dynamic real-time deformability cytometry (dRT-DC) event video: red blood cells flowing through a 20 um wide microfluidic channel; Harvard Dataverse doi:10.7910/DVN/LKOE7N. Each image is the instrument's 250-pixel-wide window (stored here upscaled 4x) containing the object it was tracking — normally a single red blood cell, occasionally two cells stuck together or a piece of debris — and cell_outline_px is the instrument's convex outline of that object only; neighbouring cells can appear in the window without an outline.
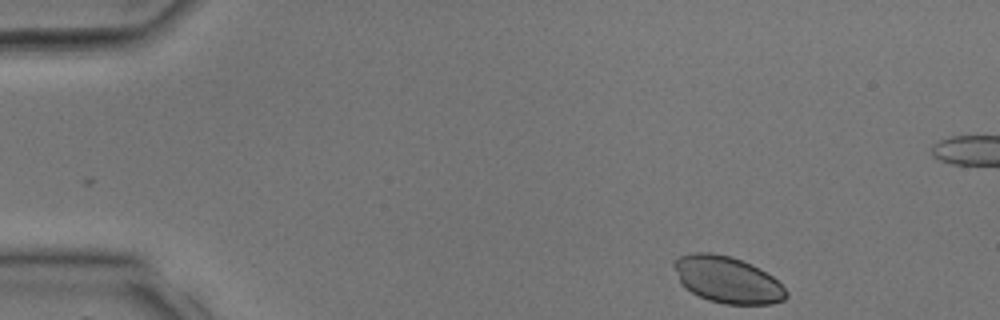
{"species": "common noctule bat (a hibernating species)", "species_latin": "Nyctalus noctula", "temperature_condition": "room temperature", "stored_images_in_passage": 31, "segment_of_instrument_passage": [1, 2], "camera_frame_rate_fps": 3000, "um_per_image_px": 0.085, "animal": {"sex": "male", "body_mass_g": 17.9, "forearm_length_mm": 54.2}, "frame": {"image": 1, "passage_image": 1, "time_ms": 0.0, "image_size_px": [1000, 320], "cell_outline_px": [[788, 296], [784, 300], [772, 304], [724, 304], [708, 300], [684, 288], [680, 284], [672, 264], [672, 260], [680, 256], [692, 252], [712, 252], [732, 256], [752, 264], [760, 268], [772, 276], [788, 292]], "centroid_in_image_um": [61.8, 23.76], "position_along_channel_um": 23.2, "area_um2": 30.81}}
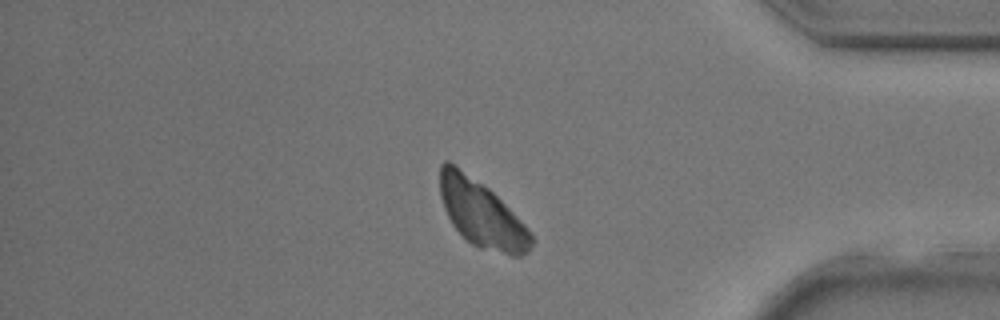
{"frame": {"image": 2, "passage_image": 25, "time_ms": 8.0, "image_size_px": [1000, 320], "cell_outline_px": [[532, 244], [528, 252], [520, 256], [512, 256], [480, 248], [472, 244], [452, 224], [444, 208], [440, 196], [440, 164], [444, 160], [448, 160], [488, 188], [524, 224], [532, 236]], "centroid_in_image_um": [40.91, 18.17], "position_along_channel_um": 394.3, "area_um2": 34.8}}